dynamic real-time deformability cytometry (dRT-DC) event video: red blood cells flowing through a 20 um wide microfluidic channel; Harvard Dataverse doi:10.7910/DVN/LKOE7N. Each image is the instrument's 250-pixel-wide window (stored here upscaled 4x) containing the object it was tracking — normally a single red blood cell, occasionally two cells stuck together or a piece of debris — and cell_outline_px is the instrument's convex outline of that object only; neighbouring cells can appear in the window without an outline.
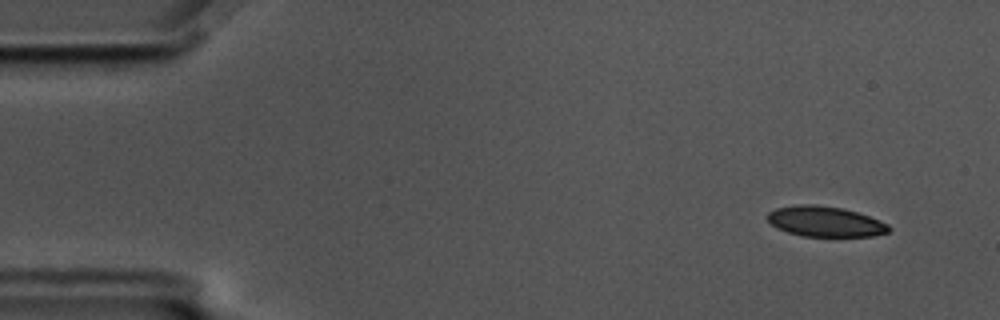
{"species": "common noctule bat (a hibernating species)", "species_latin": "Nyctalus noctula", "temperature_condition": "cold", "stored_images_in_passage": 16, "camera_frame_rate_fps": 3000, "um_per_image_px": 0.085, "animal": {"sex": "male", "body_mass_g": 17.5, "forearm_length_mm": 52.3}, "frame": {"image": 1, "passage_image": 5, "time_ms": 1.333, "image_size_px": [1000, 320], "cell_outline_px": [[892, 228], [888, 232], [872, 236], [800, 236], [776, 228], [768, 220], [768, 212], [776, 208], [800, 204], [816, 204], [840, 208], [856, 212], [880, 220], [888, 224]], "centroid_in_image_um": [70.14, 18.83], "position_along_channel_um": 14.9, "area_um2": 21.39}}